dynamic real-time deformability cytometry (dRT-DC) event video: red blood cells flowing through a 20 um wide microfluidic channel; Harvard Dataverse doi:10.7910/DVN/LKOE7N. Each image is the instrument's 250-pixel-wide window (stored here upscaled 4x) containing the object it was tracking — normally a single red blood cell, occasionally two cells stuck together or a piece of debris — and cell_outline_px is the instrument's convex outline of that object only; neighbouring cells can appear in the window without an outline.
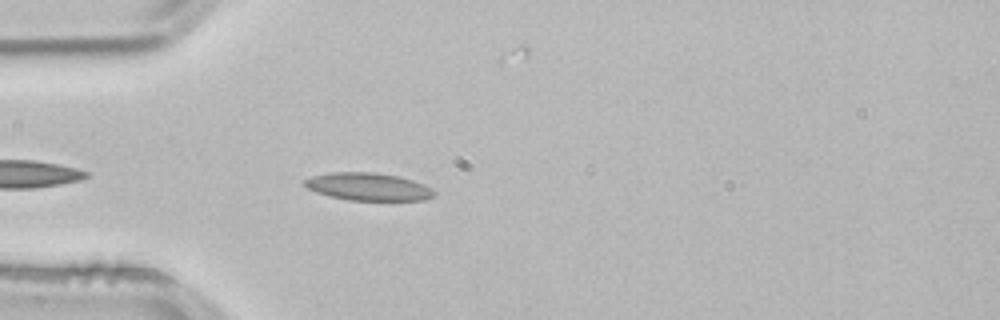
{"species": "common noctule bat (a hibernating species)", "species_latin": "Nyctalus noctula", "temperature_condition": "room temperature", "stored_images_in_passage": 21, "camera_frame_rate_fps": 3000, "um_per_image_px": 0.085, "animal": {"sex": "male", "body_mass_g": 21.5, "forearm_length_mm": 52.0}, "frame": {"image": 1, "passage_image": 4, "time_ms": 1.0, "image_size_px": [1000, 320], "cell_outline_px": [[436, 196], [424, 200], [348, 200], [316, 192], [308, 188], [304, 184], [304, 180], [312, 176], [332, 172], [376, 172], [400, 176], [424, 184], [432, 188], [436, 192]], "centroid_in_image_um": [31.35, 15.86], "position_along_channel_um": 53.6, "area_um2": 20.92}}
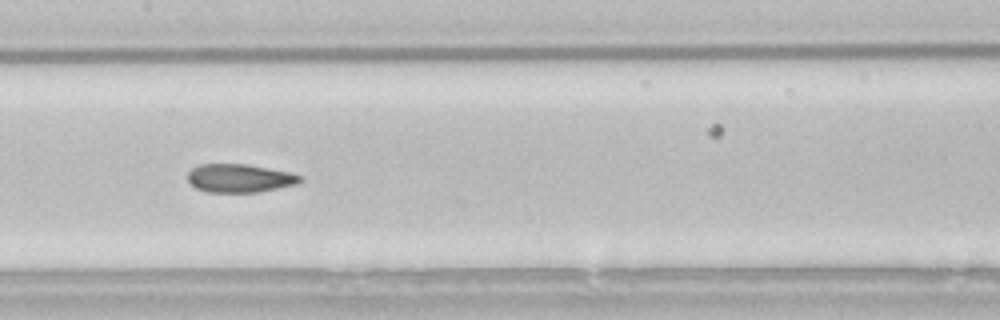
{"frame": {"image": 2, "passage_image": 15, "time_ms": 4.667, "image_size_px": [1000, 320], "cell_outline_px": [[300, 180], [296, 184], [260, 192], [208, 192], [196, 188], [188, 180], [188, 172], [192, 168], [200, 164], [248, 164], [288, 172], [300, 176]], "centroid_in_image_um": [20.33, 15.14], "position_along_channel_um": 187.1, "area_um2": 18.38}}
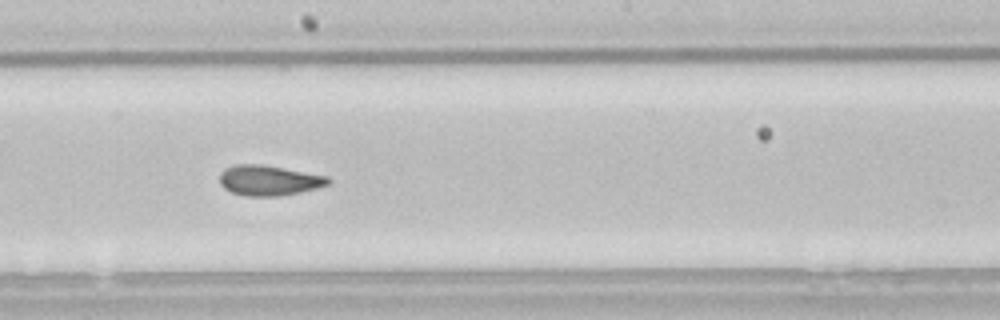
{"frame": {"image": 3, "passage_image": 18, "time_ms": 5.667, "image_size_px": [1000, 320], "cell_outline_px": [[332, 180], [328, 184], [316, 188], [300, 192], [280, 196], [244, 196], [232, 192], [224, 188], [220, 184], [220, 172], [224, 168], [232, 164], [260, 164], [328, 176]], "centroid_in_image_um": [22.82, 15.33], "position_along_channel_um": 225.4, "area_um2": 19.19}}